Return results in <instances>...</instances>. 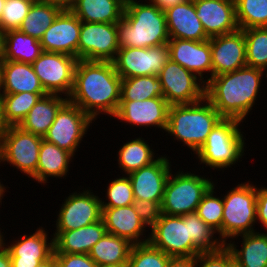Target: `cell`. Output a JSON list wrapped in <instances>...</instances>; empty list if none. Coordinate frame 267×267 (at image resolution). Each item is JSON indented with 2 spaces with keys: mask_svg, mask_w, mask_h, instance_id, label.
Segmentation results:
<instances>
[{
  "mask_svg": "<svg viewBox=\"0 0 267 267\" xmlns=\"http://www.w3.org/2000/svg\"><path fill=\"white\" fill-rule=\"evenodd\" d=\"M157 76L169 105L193 104L205 98L206 84L171 59Z\"/></svg>",
  "mask_w": 267,
  "mask_h": 267,
  "instance_id": "cell-13",
  "label": "cell"
},
{
  "mask_svg": "<svg viewBox=\"0 0 267 267\" xmlns=\"http://www.w3.org/2000/svg\"><path fill=\"white\" fill-rule=\"evenodd\" d=\"M213 185L214 181L210 178L190 171L171 172L164 189L162 214L182 216L195 213L203 196Z\"/></svg>",
  "mask_w": 267,
  "mask_h": 267,
  "instance_id": "cell-7",
  "label": "cell"
},
{
  "mask_svg": "<svg viewBox=\"0 0 267 267\" xmlns=\"http://www.w3.org/2000/svg\"><path fill=\"white\" fill-rule=\"evenodd\" d=\"M169 159V157L161 155L150 165L127 175L131 181L135 199L162 204L165 185L172 171Z\"/></svg>",
  "mask_w": 267,
  "mask_h": 267,
  "instance_id": "cell-21",
  "label": "cell"
},
{
  "mask_svg": "<svg viewBox=\"0 0 267 267\" xmlns=\"http://www.w3.org/2000/svg\"><path fill=\"white\" fill-rule=\"evenodd\" d=\"M46 93L30 63L0 61V94Z\"/></svg>",
  "mask_w": 267,
  "mask_h": 267,
  "instance_id": "cell-25",
  "label": "cell"
},
{
  "mask_svg": "<svg viewBox=\"0 0 267 267\" xmlns=\"http://www.w3.org/2000/svg\"><path fill=\"white\" fill-rule=\"evenodd\" d=\"M196 15L211 38L239 29L234 0H193Z\"/></svg>",
  "mask_w": 267,
  "mask_h": 267,
  "instance_id": "cell-22",
  "label": "cell"
},
{
  "mask_svg": "<svg viewBox=\"0 0 267 267\" xmlns=\"http://www.w3.org/2000/svg\"><path fill=\"white\" fill-rule=\"evenodd\" d=\"M168 46L170 49V59L173 62L191 71L205 84L210 80L212 77L210 39L195 41L170 38ZM204 73H207V75H205L206 77H203Z\"/></svg>",
  "mask_w": 267,
  "mask_h": 267,
  "instance_id": "cell-20",
  "label": "cell"
},
{
  "mask_svg": "<svg viewBox=\"0 0 267 267\" xmlns=\"http://www.w3.org/2000/svg\"><path fill=\"white\" fill-rule=\"evenodd\" d=\"M47 93L22 92L1 94L2 120L5 127L19 126L31 108Z\"/></svg>",
  "mask_w": 267,
  "mask_h": 267,
  "instance_id": "cell-34",
  "label": "cell"
},
{
  "mask_svg": "<svg viewBox=\"0 0 267 267\" xmlns=\"http://www.w3.org/2000/svg\"><path fill=\"white\" fill-rule=\"evenodd\" d=\"M241 121L223 118L208 135L205 143L195 153L200 165L214 169H225L240 162L246 151Z\"/></svg>",
  "mask_w": 267,
  "mask_h": 267,
  "instance_id": "cell-5",
  "label": "cell"
},
{
  "mask_svg": "<svg viewBox=\"0 0 267 267\" xmlns=\"http://www.w3.org/2000/svg\"><path fill=\"white\" fill-rule=\"evenodd\" d=\"M36 1L58 6L62 10H71L75 0H36Z\"/></svg>",
  "mask_w": 267,
  "mask_h": 267,
  "instance_id": "cell-49",
  "label": "cell"
},
{
  "mask_svg": "<svg viewBox=\"0 0 267 267\" xmlns=\"http://www.w3.org/2000/svg\"><path fill=\"white\" fill-rule=\"evenodd\" d=\"M239 236L243 240L240 241L242 242L240 250L233 241ZM232 239L225 245L233 255L235 267H267V233H262L260 230V232L241 234Z\"/></svg>",
  "mask_w": 267,
  "mask_h": 267,
  "instance_id": "cell-28",
  "label": "cell"
},
{
  "mask_svg": "<svg viewBox=\"0 0 267 267\" xmlns=\"http://www.w3.org/2000/svg\"><path fill=\"white\" fill-rule=\"evenodd\" d=\"M170 59L168 43L148 48H119L112 61L122 79L158 75Z\"/></svg>",
  "mask_w": 267,
  "mask_h": 267,
  "instance_id": "cell-12",
  "label": "cell"
},
{
  "mask_svg": "<svg viewBox=\"0 0 267 267\" xmlns=\"http://www.w3.org/2000/svg\"><path fill=\"white\" fill-rule=\"evenodd\" d=\"M222 119L206 98L193 104L170 105L165 132L195 154Z\"/></svg>",
  "mask_w": 267,
  "mask_h": 267,
  "instance_id": "cell-4",
  "label": "cell"
},
{
  "mask_svg": "<svg viewBox=\"0 0 267 267\" xmlns=\"http://www.w3.org/2000/svg\"><path fill=\"white\" fill-rule=\"evenodd\" d=\"M170 256L155 248L149 242L134 244L127 267H167Z\"/></svg>",
  "mask_w": 267,
  "mask_h": 267,
  "instance_id": "cell-41",
  "label": "cell"
},
{
  "mask_svg": "<svg viewBox=\"0 0 267 267\" xmlns=\"http://www.w3.org/2000/svg\"><path fill=\"white\" fill-rule=\"evenodd\" d=\"M0 267H12L10 253L4 245L0 248Z\"/></svg>",
  "mask_w": 267,
  "mask_h": 267,
  "instance_id": "cell-51",
  "label": "cell"
},
{
  "mask_svg": "<svg viewBox=\"0 0 267 267\" xmlns=\"http://www.w3.org/2000/svg\"><path fill=\"white\" fill-rule=\"evenodd\" d=\"M239 29L267 27V0H234Z\"/></svg>",
  "mask_w": 267,
  "mask_h": 267,
  "instance_id": "cell-37",
  "label": "cell"
},
{
  "mask_svg": "<svg viewBox=\"0 0 267 267\" xmlns=\"http://www.w3.org/2000/svg\"><path fill=\"white\" fill-rule=\"evenodd\" d=\"M212 76L229 73L247 65L246 41L242 29L210 38Z\"/></svg>",
  "mask_w": 267,
  "mask_h": 267,
  "instance_id": "cell-18",
  "label": "cell"
},
{
  "mask_svg": "<svg viewBox=\"0 0 267 267\" xmlns=\"http://www.w3.org/2000/svg\"><path fill=\"white\" fill-rule=\"evenodd\" d=\"M150 1L154 3L160 10L166 11L172 6L184 3L188 0H150Z\"/></svg>",
  "mask_w": 267,
  "mask_h": 267,
  "instance_id": "cell-50",
  "label": "cell"
},
{
  "mask_svg": "<svg viewBox=\"0 0 267 267\" xmlns=\"http://www.w3.org/2000/svg\"><path fill=\"white\" fill-rule=\"evenodd\" d=\"M231 251L224 244L219 250L201 252L196 256V267H234Z\"/></svg>",
  "mask_w": 267,
  "mask_h": 267,
  "instance_id": "cell-44",
  "label": "cell"
},
{
  "mask_svg": "<svg viewBox=\"0 0 267 267\" xmlns=\"http://www.w3.org/2000/svg\"><path fill=\"white\" fill-rule=\"evenodd\" d=\"M264 72L246 65L229 73L212 76L205 86V98L223 118L243 123L261 91Z\"/></svg>",
  "mask_w": 267,
  "mask_h": 267,
  "instance_id": "cell-2",
  "label": "cell"
},
{
  "mask_svg": "<svg viewBox=\"0 0 267 267\" xmlns=\"http://www.w3.org/2000/svg\"><path fill=\"white\" fill-rule=\"evenodd\" d=\"M91 191L83 188V192L69 193L58 211L55 231L79 229L101 219V198Z\"/></svg>",
  "mask_w": 267,
  "mask_h": 267,
  "instance_id": "cell-15",
  "label": "cell"
},
{
  "mask_svg": "<svg viewBox=\"0 0 267 267\" xmlns=\"http://www.w3.org/2000/svg\"><path fill=\"white\" fill-rule=\"evenodd\" d=\"M256 214L257 222L267 231V187L257 186Z\"/></svg>",
  "mask_w": 267,
  "mask_h": 267,
  "instance_id": "cell-47",
  "label": "cell"
},
{
  "mask_svg": "<svg viewBox=\"0 0 267 267\" xmlns=\"http://www.w3.org/2000/svg\"><path fill=\"white\" fill-rule=\"evenodd\" d=\"M249 182L236 185L222 197V242L224 244L235 236L256 232L254 226L257 224V187Z\"/></svg>",
  "mask_w": 267,
  "mask_h": 267,
  "instance_id": "cell-6",
  "label": "cell"
},
{
  "mask_svg": "<svg viewBox=\"0 0 267 267\" xmlns=\"http://www.w3.org/2000/svg\"><path fill=\"white\" fill-rule=\"evenodd\" d=\"M150 230L148 242L170 257H190L201 253L189 238V214H161Z\"/></svg>",
  "mask_w": 267,
  "mask_h": 267,
  "instance_id": "cell-9",
  "label": "cell"
},
{
  "mask_svg": "<svg viewBox=\"0 0 267 267\" xmlns=\"http://www.w3.org/2000/svg\"><path fill=\"white\" fill-rule=\"evenodd\" d=\"M43 137L8 126L0 134V164L9 163L30 178L37 170Z\"/></svg>",
  "mask_w": 267,
  "mask_h": 267,
  "instance_id": "cell-8",
  "label": "cell"
},
{
  "mask_svg": "<svg viewBox=\"0 0 267 267\" xmlns=\"http://www.w3.org/2000/svg\"><path fill=\"white\" fill-rule=\"evenodd\" d=\"M151 147L142 136L124 143L117 152L118 166L123 170L121 171L124 173L123 175H129L156 161L158 155L156 157V153Z\"/></svg>",
  "mask_w": 267,
  "mask_h": 267,
  "instance_id": "cell-33",
  "label": "cell"
},
{
  "mask_svg": "<svg viewBox=\"0 0 267 267\" xmlns=\"http://www.w3.org/2000/svg\"><path fill=\"white\" fill-rule=\"evenodd\" d=\"M54 267H61L58 263Z\"/></svg>",
  "mask_w": 267,
  "mask_h": 267,
  "instance_id": "cell-59",
  "label": "cell"
},
{
  "mask_svg": "<svg viewBox=\"0 0 267 267\" xmlns=\"http://www.w3.org/2000/svg\"><path fill=\"white\" fill-rule=\"evenodd\" d=\"M118 50L117 23L81 22L78 60L112 62Z\"/></svg>",
  "mask_w": 267,
  "mask_h": 267,
  "instance_id": "cell-14",
  "label": "cell"
},
{
  "mask_svg": "<svg viewBox=\"0 0 267 267\" xmlns=\"http://www.w3.org/2000/svg\"><path fill=\"white\" fill-rule=\"evenodd\" d=\"M155 97H164L161 81L157 75L121 80L120 101H143Z\"/></svg>",
  "mask_w": 267,
  "mask_h": 267,
  "instance_id": "cell-36",
  "label": "cell"
},
{
  "mask_svg": "<svg viewBox=\"0 0 267 267\" xmlns=\"http://www.w3.org/2000/svg\"><path fill=\"white\" fill-rule=\"evenodd\" d=\"M4 232H1V228H0V248L3 246L4 244Z\"/></svg>",
  "mask_w": 267,
  "mask_h": 267,
  "instance_id": "cell-56",
  "label": "cell"
},
{
  "mask_svg": "<svg viewBox=\"0 0 267 267\" xmlns=\"http://www.w3.org/2000/svg\"><path fill=\"white\" fill-rule=\"evenodd\" d=\"M5 125L2 120V108H1V94H0V134L5 129Z\"/></svg>",
  "mask_w": 267,
  "mask_h": 267,
  "instance_id": "cell-55",
  "label": "cell"
},
{
  "mask_svg": "<svg viewBox=\"0 0 267 267\" xmlns=\"http://www.w3.org/2000/svg\"><path fill=\"white\" fill-rule=\"evenodd\" d=\"M73 157L70 152L42 139L37 170L30 178L44 185L48 183L49 177L64 178L68 174Z\"/></svg>",
  "mask_w": 267,
  "mask_h": 267,
  "instance_id": "cell-27",
  "label": "cell"
},
{
  "mask_svg": "<svg viewBox=\"0 0 267 267\" xmlns=\"http://www.w3.org/2000/svg\"><path fill=\"white\" fill-rule=\"evenodd\" d=\"M5 2H6V0H0V18L2 16V10H3V7L5 5Z\"/></svg>",
  "mask_w": 267,
  "mask_h": 267,
  "instance_id": "cell-57",
  "label": "cell"
},
{
  "mask_svg": "<svg viewBox=\"0 0 267 267\" xmlns=\"http://www.w3.org/2000/svg\"><path fill=\"white\" fill-rule=\"evenodd\" d=\"M5 32L0 27V61L4 54Z\"/></svg>",
  "mask_w": 267,
  "mask_h": 267,
  "instance_id": "cell-53",
  "label": "cell"
},
{
  "mask_svg": "<svg viewBox=\"0 0 267 267\" xmlns=\"http://www.w3.org/2000/svg\"><path fill=\"white\" fill-rule=\"evenodd\" d=\"M76 57L55 52H42L31 64L47 94L69 97L74 85Z\"/></svg>",
  "mask_w": 267,
  "mask_h": 267,
  "instance_id": "cell-10",
  "label": "cell"
},
{
  "mask_svg": "<svg viewBox=\"0 0 267 267\" xmlns=\"http://www.w3.org/2000/svg\"><path fill=\"white\" fill-rule=\"evenodd\" d=\"M61 11L58 6L35 1L18 30L40 41Z\"/></svg>",
  "mask_w": 267,
  "mask_h": 267,
  "instance_id": "cell-35",
  "label": "cell"
},
{
  "mask_svg": "<svg viewBox=\"0 0 267 267\" xmlns=\"http://www.w3.org/2000/svg\"><path fill=\"white\" fill-rule=\"evenodd\" d=\"M145 1L125 2L123 18L117 23L119 48H148L168 43L165 12L150 0Z\"/></svg>",
  "mask_w": 267,
  "mask_h": 267,
  "instance_id": "cell-3",
  "label": "cell"
},
{
  "mask_svg": "<svg viewBox=\"0 0 267 267\" xmlns=\"http://www.w3.org/2000/svg\"><path fill=\"white\" fill-rule=\"evenodd\" d=\"M80 28L81 21L77 16L71 10H62L40 39L42 50L78 59Z\"/></svg>",
  "mask_w": 267,
  "mask_h": 267,
  "instance_id": "cell-19",
  "label": "cell"
},
{
  "mask_svg": "<svg viewBox=\"0 0 267 267\" xmlns=\"http://www.w3.org/2000/svg\"><path fill=\"white\" fill-rule=\"evenodd\" d=\"M6 185L4 186L2 183H1V179H0V203L2 202V199L3 197L5 196V192L7 191L6 190ZM1 205V204H0Z\"/></svg>",
  "mask_w": 267,
  "mask_h": 267,
  "instance_id": "cell-54",
  "label": "cell"
},
{
  "mask_svg": "<svg viewBox=\"0 0 267 267\" xmlns=\"http://www.w3.org/2000/svg\"><path fill=\"white\" fill-rule=\"evenodd\" d=\"M101 208V218L107 233L125 238L133 245L149 241V234L144 233L147 232V226L135 212L133 205Z\"/></svg>",
  "mask_w": 267,
  "mask_h": 267,
  "instance_id": "cell-23",
  "label": "cell"
},
{
  "mask_svg": "<svg viewBox=\"0 0 267 267\" xmlns=\"http://www.w3.org/2000/svg\"><path fill=\"white\" fill-rule=\"evenodd\" d=\"M246 41L247 66L267 69V27L242 29Z\"/></svg>",
  "mask_w": 267,
  "mask_h": 267,
  "instance_id": "cell-38",
  "label": "cell"
},
{
  "mask_svg": "<svg viewBox=\"0 0 267 267\" xmlns=\"http://www.w3.org/2000/svg\"><path fill=\"white\" fill-rule=\"evenodd\" d=\"M57 264L55 255L53 254L49 259L40 262L36 267H54Z\"/></svg>",
  "mask_w": 267,
  "mask_h": 267,
  "instance_id": "cell-52",
  "label": "cell"
},
{
  "mask_svg": "<svg viewBox=\"0 0 267 267\" xmlns=\"http://www.w3.org/2000/svg\"><path fill=\"white\" fill-rule=\"evenodd\" d=\"M125 0H75L71 11L81 22L118 23Z\"/></svg>",
  "mask_w": 267,
  "mask_h": 267,
  "instance_id": "cell-30",
  "label": "cell"
},
{
  "mask_svg": "<svg viewBox=\"0 0 267 267\" xmlns=\"http://www.w3.org/2000/svg\"><path fill=\"white\" fill-rule=\"evenodd\" d=\"M132 205L140 219L149 228H151L156 223V221L160 218L162 214L161 205L158 202L135 199Z\"/></svg>",
  "mask_w": 267,
  "mask_h": 267,
  "instance_id": "cell-45",
  "label": "cell"
},
{
  "mask_svg": "<svg viewBox=\"0 0 267 267\" xmlns=\"http://www.w3.org/2000/svg\"><path fill=\"white\" fill-rule=\"evenodd\" d=\"M169 104L164 97H155L146 100L120 101L114 118L126 122L130 126H154L166 130Z\"/></svg>",
  "mask_w": 267,
  "mask_h": 267,
  "instance_id": "cell-17",
  "label": "cell"
},
{
  "mask_svg": "<svg viewBox=\"0 0 267 267\" xmlns=\"http://www.w3.org/2000/svg\"><path fill=\"white\" fill-rule=\"evenodd\" d=\"M54 255L61 267H98L88 254L54 253Z\"/></svg>",
  "mask_w": 267,
  "mask_h": 267,
  "instance_id": "cell-46",
  "label": "cell"
},
{
  "mask_svg": "<svg viewBox=\"0 0 267 267\" xmlns=\"http://www.w3.org/2000/svg\"><path fill=\"white\" fill-rule=\"evenodd\" d=\"M45 230L41 226L34 233L20 235L18 240L9 241V244L4 238L3 245L10 253L12 267H36L54 254V238H49Z\"/></svg>",
  "mask_w": 267,
  "mask_h": 267,
  "instance_id": "cell-16",
  "label": "cell"
},
{
  "mask_svg": "<svg viewBox=\"0 0 267 267\" xmlns=\"http://www.w3.org/2000/svg\"><path fill=\"white\" fill-rule=\"evenodd\" d=\"M93 119L81 108L67 101L57 112L53 124L43 137L46 141L75 156Z\"/></svg>",
  "mask_w": 267,
  "mask_h": 267,
  "instance_id": "cell-11",
  "label": "cell"
},
{
  "mask_svg": "<svg viewBox=\"0 0 267 267\" xmlns=\"http://www.w3.org/2000/svg\"><path fill=\"white\" fill-rule=\"evenodd\" d=\"M107 233L102 218L79 229L70 231H55L54 253L88 254L94 244Z\"/></svg>",
  "mask_w": 267,
  "mask_h": 267,
  "instance_id": "cell-26",
  "label": "cell"
},
{
  "mask_svg": "<svg viewBox=\"0 0 267 267\" xmlns=\"http://www.w3.org/2000/svg\"><path fill=\"white\" fill-rule=\"evenodd\" d=\"M121 80L112 62L78 60L68 101L94 121L103 113L113 118L120 104Z\"/></svg>",
  "mask_w": 267,
  "mask_h": 267,
  "instance_id": "cell-1",
  "label": "cell"
},
{
  "mask_svg": "<svg viewBox=\"0 0 267 267\" xmlns=\"http://www.w3.org/2000/svg\"><path fill=\"white\" fill-rule=\"evenodd\" d=\"M215 187L216 183L203 196L195 213L217 232L222 241L223 199L215 195Z\"/></svg>",
  "mask_w": 267,
  "mask_h": 267,
  "instance_id": "cell-40",
  "label": "cell"
},
{
  "mask_svg": "<svg viewBox=\"0 0 267 267\" xmlns=\"http://www.w3.org/2000/svg\"><path fill=\"white\" fill-rule=\"evenodd\" d=\"M106 190L105 197L107 198L106 200L100 199L101 207L129 206L135 200L132 184L127 175L112 179Z\"/></svg>",
  "mask_w": 267,
  "mask_h": 267,
  "instance_id": "cell-42",
  "label": "cell"
},
{
  "mask_svg": "<svg viewBox=\"0 0 267 267\" xmlns=\"http://www.w3.org/2000/svg\"><path fill=\"white\" fill-rule=\"evenodd\" d=\"M164 12L169 38L195 41L210 39L196 15L193 0L172 6Z\"/></svg>",
  "mask_w": 267,
  "mask_h": 267,
  "instance_id": "cell-24",
  "label": "cell"
},
{
  "mask_svg": "<svg viewBox=\"0 0 267 267\" xmlns=\"http://www.w3.org/2000/svg\"><path fill=\"white\" fill-rule=\"evenodd\" d=\"M36 0H6L0 18V27L6 32L19 29Z\"/></svg>",
  "mask_w": 267,
  "mask_h": 267,
  "instance_id": "cell-43",
  "label": "cell"
},
{
  "mask_svg": "<svg viewBox=\"0 0 267 267\" xmlns=\"http://www.w3.org/2000/svg\"><path fill=\"white\" fill-rule=\"evenodd\" d=\"M67 101V97L58 94L41 97L19 126L27 132L44 137L53 124L57 112Z\"/></svg>",
  "mask_w": 267,
  "mask_h": 267,
  "instance_id": "cell-29",
  "label": "cell"
},
{
  "mask_svg": "<svg viewBox=\"0 0 267 267\" xmlns=\"http://www.w3.org/2000/svg\"><path fill=\"white\" fill-rule=\"evenodd\" d=\"M216 233L196 213L189 214V238L200 252H213L219 250L224 245L215 236Z\"/></svg>",
  "mask_w": 267,
  "mask_h": 267,
  "instance_id": "cell-39",
  "label": "cell"
},
{
  "mask_svg": "<svg viewBox=\"0 0 267 267\" xmlns=\"http://www.w3.org/2000/svg\"><path fill=\"white\" fill-rule=\"evenodd\" d=\"M43 52L40 41L17 30L5 32L2 60L32 64Z\"/></svg>",
  "mask_w": 267,
  "mask_h": 267,
  "instance_id": "cell-32",
  "label": "cell"
},
{
  "mask_svg": "<svg viewBox=\"0 0 267 267\" xmlns=\"http://www.w3.org/2000/svg\"><path fill=\"white\" fill-rule=\"evenodd\" d=\"M167 267H196V256L171 257Z\"/></svg>",
  "mask_w": 267,
  "mask_h": 267,
  "instance_id": "cell-48",
  "label": "cell"
},
{
  "mask_svg": "<svg viewBox=\"0 0 267 267\" xmlns=\"http://www.w3.org/2000/svg\"><path fill=\"white\" fill-rule=\"evenodd\" d=\"M133 244L125 238L106 233L88 255L98 267L127 266Z\"/></svg>",
  "mask_w": 267,
  "mask_h": 267,
  "instance_id": "cell-31",
  "label": "cell"
},
{
  "mask_svg": "<svg viewBox=\"0 0 267 267\" xmlns=\"http://www.w3.org/2000/svg\"><path fill=\"white\" fill-rule=\"evenodd\" d=\"M106 267H127V266H106Z\"/></svg>",
  "mask_w": 267,
  "mask_h": 267,
  "instance_id": "cell-58",
  "label": "cell"
}]
</instances>
